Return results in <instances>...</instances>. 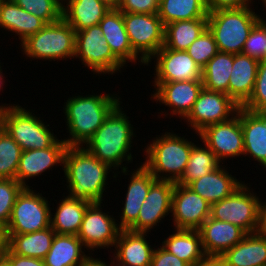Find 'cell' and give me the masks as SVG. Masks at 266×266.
<instances>
[{
  "instance_id": "obj_1",
  "label": "cell",
  "mask_w": 266,
  "mask_h": 266,
  "mask_svg": "<svg viewBox=\"0 0 266 266\" xmlns=\"http://www.w3.org/2000/svg\"><path fill=\"white\" fill-rule=\"evenodd\" d=\"M63 170L69 198L90 203L103 201V193L108 185L107 175L112 170L84 146L67 147Z\"/></svg>"
},
{
  "instance_id": "obj_2",
  "label": "cell",
  "mask_w": 266,
  "mask_h": 266,
  "mask_svg": "<svg viewBox=\"0 0 266 266\" xmlns=\"http://www.w3.org/2000/svg\"><path fill=\"white\" fill-rule=\"evenodd\" d=\"M120 97L110 94L73 96L64 109L69 138L67 146H85L109 114L120 104Z\"/></svg>"
},
{
  "instance_id": "obj_3",
  "label": "cell",
  "mask_w": 266,
  "mask_h": 266,
  "mask_svg": "<svg viewBox=\"0 0 266 266\" xmlns=\"http://www.w3.org/2000/svg\"><path fill=\"white\" fill-rule=\"evenodd\" d=\"M121 109L119 104L85 144L89 152L114 170L119 169L123 161H133L129 150L135 137L134 127Z\"/></svg>"
},
{
  "instance_id": "obj_4",
  "label": "cell",
  "mask_w": 266,
  "mask_h": 266,
  "mask_svg": "<svg viewBox=\"0 0 266 266\" xmlns=\"http://www.w3.org/2000/svg\"><path fill=\"white\" fill-rule=\"evenodd\" d=\"M194 144L185 137L166 132L146 146L147 159L143 165L157 180L176 183L185 171Z\"/></svg>"
},
{
  "instance_id": "obj_5",
  "label": "cell",
  "mask_w": 266,
  "mask_h": 266,
  "mask_svg": "<svg viewBox=\"0 0 266 266\" xmlns=\"http://www.w3.org/2000/svg\"><path fill=\"white\" fill-rule=\"evenodd\" d=\"M261 19L250 7L208 12L207 28L219 52L240 54L253 26Z\"/></svg>"
},
{
  "instance_id": "obj_6",
  "label": "cell",
  "mask_w": 266,
  "mask_h": 266,
  "mask_svg": "<svg viewBox=\"0 0 266 266\" xmlns=\"http://www.w3.org/2000/svg\"><path fill=\"white\" fill-rule=\"evenodd\" d=\"M75 43V30L61 18L54 23L46 24L20 44L22 51L29 58L55 61L74 58Z\"/></svg>"
},
{
  "instance_id": "obj_7",
  "label": "cell",
  "mask_w": 266,
  "mask_h": 266,
  "mask_svg": "<svg viewBox=\"0 0 266 266\" xmlns=\"http://www.w3.org/2000/svg\"><path fill=\"white\" fill-rule=\"evenodd\" d=\"M40 117L19 105L4 109L2 128L13 138L22 150L46 149L59 139L50 131Z\"/></svg>"
},
{
  "instance_id": "obj_8",
  "label": "cell",
  "mask_w": 266,
  "mask_h": 266,
  "mask_svg": "<svg viewBox=\"0 0 266 266\" xmlns=\"http://www.w3.org/2000/svg\"><path fill=\"white\" fill-rule=\"evenodd\" d=\"M243 183L230 196L211 204L210 217L243 229L247 234L257 233L259 225L258 196Z\"/></svg>"
},
{
  "instance_id": "obj_9",
  "label": "cell",
  "mask_w": 266,
  "mask_h": 266,
  "mask_svg": "<svg viewBox=\"0 0 266 266\" xmlns=\"http://www.w3.org/2000/svg\"><path fill=\"white\" fill-rule=\"evenodd\" d=\"M49 203L40 193L24 187L18 194L12 208L7 234H26L50 227Z\"/></svg>"
},
{
  "instance_id": "obj_10",
  "label": "cell",
  "mask_w": 266,
  "mask_h": 266,
  "mask_svg": "<svg viewBox=\"0 0 266 266\" xmlns=\"http://www.w3.org/2000/svg\"><path fill=\"white\" fill-rule=\"evenodd\" d=\"M123 21L133 51L148 65L164 45L165 25L158 13H123Z\"/></svg>"
},
{
  "instance_id": "obj_11",
  "label": "cell",
  "mask_w": 266,
  "mask_h": 266,
  "mask_svg": "<svg viewBox=\"0 0 266 266\" xmlns=\"http://www.w3.org/2000/svg\"><path fill=\"white\" fill-rule=\"evenodd\" d=\"M74 57L94 74L112 75L124 66L111 52L99 24L76 32Z\"/></svg>"
},
{
  "instance_id": "obj_12",
  "label": "cell",
  "mask_w": 266,
  "mask_h": 266,
  "mask_svg": "<svg viewBox=\"0 0 266 266\" xmlns=\"http://www.w3.org/2000/svg\"><path fill=\"white\" fill-rule=\"evenodd\" d=\"M240 107L227 94L203 87L198 99L184 120L187 119L185 122L190 124L188 126L192 127L195 133H199L209 125L231 119L237 114Z\"/></svg>"
},
{
  "instance_id": "obj_13",
  "label": "cell",
  "mask_w": 266,
  "mask_h": 266,
  "mask_svg": "<svg viewBox=\"0 0 266 266\" xmlns=\"http://www.w3.org/2000/svg\"><path fill=\"white\" fill-rule=\"evenodd\" d=\"M199 138L222 163L224 158L239 157L244 154L243 131L241 127V107L231 119L205 127L198 133ZM222 159V160H221Z\"/></svg>"
},
{
  "instance_id": "obj_14",
  "label": "cell",
  "mask_w": 266,
  "mask_h": 266,
  "mask_svg": "<svg viewBox=\"0 0 266 266\" xmlns=\"http://www.w3.org/2000/svg\"><path fill=\"white\" fill-rule=\"evenodd\" d=\"M101 203H91L87 207L77 234L87 250L113 247L121 231L114 217L100 210Z\"/></svg>"
},
{
  "instance_id": "obj_15",
  "label": "cell",
  "mask_w": 266,
  "mask_h": 266,
  "mask_svg": "<svg viewBox=\"0 0 266 266\" xmlns=\"http://www.w3.org/2000/svg\"><path fill=\"white\" fill-rule=\"evenodd\" d=\"M211 204L188 186L175 184L171 213L175 229L198 230L210 217Z\"/></svg>"
},
{
  "instance_id": "obj_16",
  "label": "cell",
  "mask_w": 266,
  "mask_h": 266,
  "mask_svg": "<svg viewBox=\"0 0 266 266\" xmlns=\"http://www.w3.org/2000/svg\"><path fill=\"white\" fill-rule=\"evenodd\" d=\"M157 59L154 83L175 81H202V68L189 56L187 51L162 47L151 59Z\"/></svg>"
},
{
  "instance_id": "obj_17",
  "label": "cell",
  "mask_w": 266,
  "mask_h": 266,
  "mask_svg": "<svg viewBox=\"0 0 266 266\" xmlns=\"http://www.w3.org/2000/svg\"><path fill=\"white\" fill-rule=\"evenodd\" d=\"M175 184L173 181L156 180L141 205L137 222L129 230L148 233L169 215Z\"/></svg>"
},
{
  "instance_id": "obj_18",
  "label": "cell",
  "mask_w": 266,
  "mask_h": 266,
  "mask_svg": "<svg viewBox=\"0 0 266 266\" xmlns=\"http://www.w3.org/2000/svg\"><path fill=\"white\" fill-rule=\"evenodd\" d=\"M155 93L152 98L171 109L172 116L183 119L191 111L193 104L203 89L202 81H175L169 83H154Z\"/></svg>"
},
{
  "instance_id": "obj_19",
  "label": "cell",
  "mask_w": 266,
  "mask_h": 266,
  "mask_svg": "<svg viewBox=\"0 0 266 266\" xmlns=\"http://www.w3.org/2000/svg\"><path fill=\"white\" fill-rule=\"evenodd\" d=\"M67 147L66 142L61 139L52 147L46 149L24 150L19 160L16 180L23 187H30L26 183V180L52 169L55 164L60 163V166L62 164L63 169L64 154Z\"/></svg>"
},
{
  "instance_id": "obj_20",
  "label": "cell",
  "mask_w": 266,
  "mask_h": 266,
  "mask_svg": "<svg viewBox=\"0 0 266 266\" xmlns=\"http://www.w3.org/2000/svg\"><path fill=\"white\" fill-rule=\"evenodd\" d=\"M206 256L220 257L238 244L247 233L240 227L208 217L198 229Z\"/></svg>"
},
{
  "instance_id": "obj_21",
  "label": "cell",
  "mask_w": 266,
  "mask_h": 266,
  "mask_svg": "<svg viewBox=\"0 0 266 266\" xmlns=\"http://www.w3.org/2000/svg\"><path fill=\"white\" fill-rule=\"evenodd\" d=\"M103 37L110 47L113 55L125 66L126 62L146 63L133 51L125 25L123 13L118 8H110L99 23Z\"/></svg>"
},
{
  "instance_id": "obj_22",
  "label": "cell",
  "mask_w": 266,
  "mask_h": 266,
  "mask_svg": "<svg viewBox=\"0 0 266 266\" xmlns=\"http://www.w3.org/2000/svg\"><path fill=\"white\" fill-rule=\"evenodd\" d=\"M131 174L120 216L121 221L118 224L121 230H129L137 222L141 205L148 195L150 186L157 180L143 164Z\"/></svg>"
},
{
  "instance_id": "obj_23",
  "label": "cell",
  "mask_w": 266,
  "mask_h": 266,
  "mask_svg": "<svg viewBox=\"0 0 266 266\" xmlns=\"http://www.w3.org/2000/svg\"><path fill=\"white\" fill-rule=\"evenodd\" d=\"M147 232L121 230L115 242L114 258L131 266H150L154 249L147 242Z\"/></svg>"
},
{
  "instance_id": "obj_24",
  "label": "cell",
  "mask_w": 266,
  "mask_h": 266,
  "mask_svg": "<svg viewBox=\"0 0 266 266\" xmlns=\"http://www.w3.org/2000/svg\"><path fill=\"white\" fill-rule=\"evenodd\" d=\"M260 61L245 54H234L228 96L242 106L252 95Z\"/></svg>"
},
{
  "instance_id": "obj_25",
  "label": "cell",
  "mask_w": 266,
  "mask_h": 266,
  "mask_svg": "<svg viewBox=\"0 0 266 266\" xmlns=\"http://www.w3.org/2000/svg\"><path fill=\"white\" fill-rule=\"evenodd\" d=\"M241 127L245 156H251L266 168V114L241 107Z\"/></svg>"
},
{
  "instance_id": "obj_26",
  "label": "cell",
  "mask_w": 266,
  "mask_h": 266,
  "mask_svg": "<svg viewBox=\"0 0 266 266\" xmlns=\"http://www.w3.org/2000/svg\"><path fill=\"white\" fill-rule=\"evenodd\" d=\"M242 184L243 182H239L220 165L217 169L191 182L188 187L213 204L230 196Z\"/></svg>"
},
{
  "instance_id": "obj_27",
  "label": "cell",
  "mask_w": 266,
  "mask_h": 266,
  "mask_svg": "<svg viewBox=\"0 0 266 266\" xmlns=\"http://www.w3.org/2000/svg\"><path fill=\"white\" fill-rule=\"evenodd\" d=\"M46 23L13 0H0V27L19 35L21 43L36 34Z\"/></svg>"
},
{
  "instance_id": "obj_28",
  "label": "cell",
  "mask_w": 266,
  "mask_h": 266,
  "mask_svg": "<svg viewBox=\"0 0 266 266\" xmlns=\"http://www.w3.org/2000/svg\"><path fill=\"white\" fill-rule=\"evenodd\" d=\"M220 258L226 266H266V237L258 233L247 234Z\"/></svg>"
},
{
  "instance_id": "obj_29",
  "label": "cell",
  "mask_w": 266,
  "mask_h": 266,
  "mask_svg": "<svg viewBox=\"0 0 266 266\" xmlns=\"http://www.w3.org/2000/svg\"><path fill=\"white\" fill-rule=\"evenodd\" d=\"M63 3L62 18L75 32L98 25L110 9L100 0H65Z\"/></svg>"
},
{
  "instance_id": "obj_30",
  "label": "cell",
  "mask_w": 266,
  "mask_h": 266,
  "mask_svg": "<svg viewBox=\"0 0 266 266\" xmlns=\"http://www.w3.org/2000/svg\"><path fill=\"white\" fill-rule=\"evenodd\" d=\"M161 245L190 266H194L206 257L198 230L175 229V233L169 235Z\"/></svg>"
},
{
  "instance_id": "obj_31",
  "label": "cell",
  "mask_w": 266,
  "mask_h": 266,
  "mask_svg": "<svg viewBox=\"0 0 266 266\" xmlns=\"http://www.w3.org/2000/svg\"><path fill=\"white\" fill-rule=\"evenodd\" d=\"M77 235L55 234L51 248L44 257L45 266H79L87 257Z\"/></svg>"
},
{
  "instance_id": "obj_32",
  "label": "cell",
  "mask_w": 266,
  "mask_h": 266,
  "mask_svg": "<svg viewBox=\"0 0 266 266\" xmlns=\"http://www.w3.org/2000/svg\"><path fill=\"white\" fill-rule=\"evenodd\" d=\"M55 234L51 227L26 234H8V248L19 256L43 260L51 248Z\"/></svg>"
},
{
  "instance_id": "obj_33",
  "label": "cell",
  "mask_w": 266,
  "mask_h": 266,
  "mask_svg": "<svg viewBox=\"0 0 266 266\" xmlns=\"http://www.w3.org/2000/svg\"><path fill=\"white\" fill-rule=\"evenodd\" d=\"M60 201L55 214L50 215V227L57 234L77 235L84 213L91 203L81 199H71L68 196Z\"/></svg>"
},
{
  "instance_id": "obj_34",
  "label": "cell",
  "mask_w": 266,
  "mask_h": 266,
  "mask_svg": "<svg viewBox=\"0 0 266 266\" xmlns=\"http://www.w3.org/2000/svg\"><path fill=\"white\" fill-rule=\"evenodd\" d=\"M207 28V18L175 21L165 25L164 47L184 50Z\"/></svg>"
},
{
  "instance_id": "obj_35",
  "label": "cell",
  "mask_w": 266,
  "mask_h": 266,
  "mask_svg": "<svg viewBox=\"0 0 266 266\" xmlns=\"http://www.w3.org/2000/svg\"><path fill=\"white\" fill-rule=\"evenodd\" d=\"M234 54L218 52L202 69V83L205 89L228 95Z\"/></svg>"
},
{
  "instance_id": "obj_36",
  "label": "cell",
  "mask_w": 266,
  "mask_h": 266,
  "mask_svg": "<svg viewBox=\"0 0 266 266\" xmlns=\"http://www.w3.org/2000/svg\"><path fill=\"white\" fill-rule=\"evenodd\" d=\"M158 15L163 24L207 18L206 0H160Z\"/></svg>"
},
{
  "instance_id": "obj_37",
  "label": "cell",
  "mask_w": 266,
  "mask_h": 266,
  "mask_svg": "<svg viewBox=\"0 0 266 266\" xmlns=\"http://www.w3.org/2000/svg\"><path fill=\"white\" fill-rule=\"evenodd\" d=\"M216 155L206 146H192L188 163L182 177L176 182L188 186L191 182L203 177L220 166Z\"/></svg>"
},
{
  "instance_id": "obj_38",
  "label": "cell",
  "mask_w": 266,
  "mask_h": 266,
  "mask_svg": "<svg viewBox=\"0 0 266 266\" xmlns=\"http://www.w3.org/2000/svg\"><path fill=\"white\" fill-rule=\"evenodd\" d=\"M22 148L3 129H0V179H16Z\"/></svg>"
},
{
  "instance_id": "obj_39",
  "label": "cell",
  "mask_w": 266,
  "mask_h": 266,
  "mask_svg": "<svg viewBox=\"0 0 266 266\" xmlns=\"http://www.w3.org/2000/svg\"><path fill=\"white\" fill-rule=\"evenodd\" d=\"M18 6L42 19L46 24L62 18L61 0H13Z\"/></svg>"
},
{
  "instance_id": "obj_40",
  "label": "cell",
  "mask_w": 266,
  "mask_h": 266,
  "mask_svg": "<svg viewBox=\"0 0 266 266\" xmlns=\"http://www.w3.org/2000/svg\"><path fill=\"white\" fill-rule=\"evenodd\" d=\"M189 56L202 69L219 51L213 34L206 28L186 50Z\"/></svg>"
},
{
  "instance_id": "obj_41",
  "label": "cell",
  "mask_w": 266,
  "mask_h": 266,
  "mask_svg": "<svg viewBox=\"0 0 266 266\" xmlns=\"http://www.w3.org/2000/svg\"><path fill=\"white\" fill-rule=\"evenodd\" d=\"M242 54L258 61L266 59V21L263 17L251 29L244 43Z\"/></svg>"
},
{
  "instance_id": "obj_42",
  "label": "cell",
  "mask_w": 266,
  "mask_h": 266,
  "mask_svg": "<svg viewBox=\"0 0 266 266\" xmlns=\"http://www.w3.org/2000/svg\"><path fill=\"white\" fill-rule=\"evenodd\" d=\"M241 107L266 114V59L260 61L252 95Z\"/></svg>"
},
{
  "instance_id": "obj_43",
  "label": "cell",
  "mask_w": 266,
  "mask_h": 266,
  "mask_svg": "<svg viewBox=\"0 0 266 266\" xmlns=\"http://www.w3.org/2000/svg\"><path fill=\"white\" fill-rule=\"evenodd\" d=\"M24 187L16 179H0V222L7 225L18 194Z\"/></svg>"
},
{
  "instance_id": "obj_44",
  "label": "cell",
  "mask_w": 266,
  "mask_h": 266,
  "mask_svg": "<svg viewBox=\"0 0 266 266\" xmlns=\"http://www.w3.org/2000/svg\"><path fill=\"white\" fill-rule=\"evenodd\" d=\"M160 0H119L122 13L155 14L159 11Z\"/></svg>"
},
{
  "instance_id": "obj_45",
  "label": "cell",
  "mask_w": 266,
  "mask_h": 266,
  "mask_svg": "<svg viewBox=\"0 0 266 266\" xmlns=\"http://www.w3.org/2000/svg\"><path fill=\"white\" fill-rule=\"evenodd\" d=\"M150 266H190L188 263L180 260L177 256L169 253L162 246L154 249Z\"/></svg>"
},
{
  "instance_id": "obj_46",
  "label": "cell",
  "mask_w": 266,
  "mask_h": 266,
  "mask_svg": "<svg viewBox=\"0 0 266 266\" xmlns=\"http://www.w3.org/2000/svg\"><path fill=\"white\" fill-rule=\"evenodd\" d=\"M252 0H206L208 12L250 7Z\"/></svg>"
},
{
  "instance_id": "obj_47",
  "label": "cell",
  "mask_w": 266,
  "mask_h": 266,
  "mask_svg": "<svg viewBox=\"0 0 266 266\" xmlns=\"http://www.w3.org/2000/svg\"><path fill=\"white\" fill-rule=\"evenodd\" d=\"M4 256L10 261L12 266H45L42 259L19 256L14 254L9 248Z\"/></svg>"
},
{
  "instance_id": "obj_48",
  "label": "cell",
  "mask_w": 266,
  "mask_h": 266,
  "mask_svg": "<svg viewBox=\"0 0 266 266\" xmlns=\"http://www.w3.org/2000/svg\"><path fill=\"white\" fill-rule=\"evenodd\" d=\"M257 233L266 237V202L259 204V225Z\"/></svg>"
},
{
  "instance_id": "obj_49",
  "label": "cell",
  "mask_w": 266,
  "mask_h": 266,
  "mask_svg": "<svg viewBox=\"0 0 266 266\" xmlns=\"http://www.w3.org/2000/svg\"><path fill=\"white\" fill-rule=\"evenodd\" d=\"M8 240L7 227L0 222V257L8 250Z\"/></svg>"
},
{
  "instance_id": "obj_50",
  "label": "cell",
  "mask_w": 266,
  "mask_h": 266,
  "mask_svg": "<svg viewBox=\"0 0 266 266\" xmlns=\"http://www.w3.org/2000/svg\"><path fill=\"white\" fill-rule=\"evenodd\" d=\"M194 266H224V262L220 257L206 256L203 260Z\"/></svg>"
},
{
  "instance_id": "obj_51",
  "label": "cell",
  "mask_w": 266,
  "mask_h": 266,
  "mask_svg": "<svg viewBox=\"0 0 266 266\" xmlns=\"http://www.w3.org/2000/svg\"><path fill=\"white\" fill-rule=\"evenodd\" d=\"M79 266H113V264L111 262L109 265L101 259H95L92 256H88Z\"/></svg>"
},
{
  "instance_id": "obj_52",
  "label": "cell",
  "mask_w": 266,
  "mask_h": 266,
  "mask_svg": "<svg viewBox=\"0 0 266 266\" xmlns=\"http://www.w3.org/2000/svg\"><path fill=\"white\" fill-rule=\"evenodd\" d=\"M104 2L110 8H118L119 0H100Z\"/></svg>"
},
{
  "instance_id": "obj_53",
  "label": "cell",
  "mask_w": 266,
  "mask_h": 266,
  "mask_svg": "<svg viewBox=\"0 0 266 266\" xmlns=\"http://www.w3.org/2000/svg\"><path fill=\"white\" fill-rule=\"evenodd\" d=\"M0 266H12L10 261L5 257H0Z\"/></svg>"
},
{
  "instance_id": "obj_54",
  "label": "cell",
  "mask_w": 266,
  "mask_h": 266,
  "mask_svg": "<svg viewBox=\"0 0 266 266\" xmlns=\"http://www.w3.org/2000/svg\"><path fill=\"white\" fill-rule=\"evenodd\" d=\"M3 105H4V106H3ZM3 105L0 106V129L2 128V115H3V111H4V109L9 108L10 106H12V105H9V106H8V104H7V106H5L6 103L3 104Z\"/></svg>"
},
{
  "instance_id": "obj_55",
  "label": "cell",
  "mask_w": 266,
  "mask_h": 266,
  "mask_svg": "<svg viewBox=\"0 0 266 266\" xmlns=\"http://www.w3.org/2000/svg\"><path fill=\"white\" fill-rule=\"evenodd\" d=\"M1 67L2 66L0 65V91H1V88H3L2 86L4 85V83H3L4 82V80H3L4 77L2 75L3 73H2Z\"/></svg>"
},
{
  "instance_id": "obj_56",
  "label": "cell",
  "mask_w": 266,
  "mask_h": 266,
  "mask_svg": "<svg viewBox=\"0 0 266 266\" xmlns=\"http://www.w3.org/2000/svg\"><path fill=\"white\" fill-rule=\"evenodd\" d=\"M113 266H131V265H125L122 263H119L117 260L115 261V258L113 257V260H111Z\"/></svg>"
},
{
  "instance_id": "obj_57",
  "label": "cell",
  "mask_w": 266,
  "mask_h": 266,
  "mask_svg": "<svg viewBox=\"0 0 266 266\" xmlns=\"http://www.w3.org/2000/svg\"><path fill=\"white\" fill-rule=\"evenodd\" d=\"M262 2L264 3V7H266V0H262Z\"/></svg>"
}]
</instances>
